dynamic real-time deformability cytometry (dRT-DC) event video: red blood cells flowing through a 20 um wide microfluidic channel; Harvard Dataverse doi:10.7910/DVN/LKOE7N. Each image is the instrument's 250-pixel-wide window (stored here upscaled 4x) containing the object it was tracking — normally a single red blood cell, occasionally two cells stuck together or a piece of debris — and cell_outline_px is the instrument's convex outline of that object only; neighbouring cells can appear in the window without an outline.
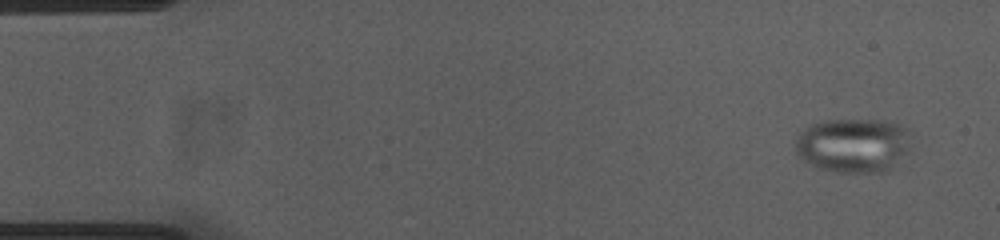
{"species": "common noctule bat (a hibernating species)", "species_latin": "Nyctalus noctula", "temperature_condition": "cold", "stored_images_in_passage": 16, "camera_frame_rate_fps": 3000, "um_per_image_px": 0.085, "animal": {"sex": "female", "body_mass_g": 23.0, "forearm_length_mm": 53.4}, "frame": {"image": 1, "passage_image": 1, "time_ms": 0.0, "image_size_px": [1000, 240], "cell_outline_px": [[912, 132], [908, 148], [892, 168], [884, 172], [836, 172], [816, 168], [808, 164], [796, 152], [796, 132], [808, 124], [824, 120], [880, 120], [896, 124]], "centroid_in_image_um": [72.46, 12.34], "position_along_channel_um": 12.5, "area_um2": 36.99}}